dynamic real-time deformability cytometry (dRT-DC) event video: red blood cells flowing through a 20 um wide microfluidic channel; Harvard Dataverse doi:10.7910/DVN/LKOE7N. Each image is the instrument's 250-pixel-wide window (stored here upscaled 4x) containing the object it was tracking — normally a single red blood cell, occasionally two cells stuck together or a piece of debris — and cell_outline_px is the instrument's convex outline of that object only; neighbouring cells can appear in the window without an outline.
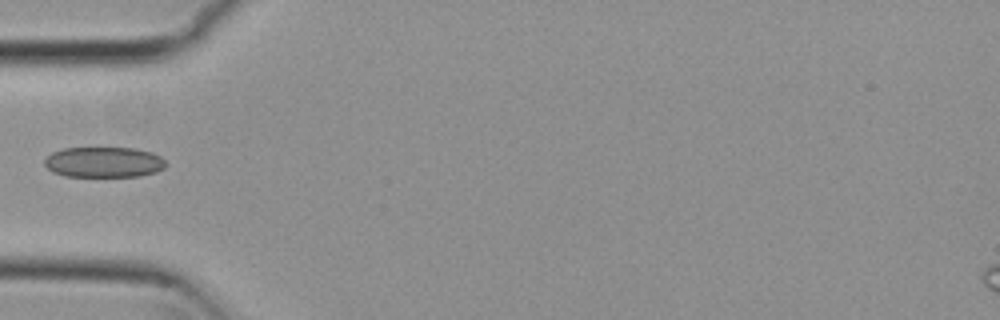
{"species": "common noctule bat (a hibernating species)", "species_latin": "Nyctalus noctula", "temperature_condition": "cold", "stored_images_in_passage": 4, "camera_frame_rate_fps": 3000, "um_per_image_px": 0.085, "animal": {"sex": "female", "body_mass_g": 29.2, "forearm_length_mm": 56.3}, "frame": {"image": 1, "passage_image": 3, "time_ms": 0.667, "image_size_px": [1000, 320], "cell_outline_px": [[164, 168], [156, 172], [140, 176], [64, 176], [52, 172], [44, 164], [44, 160], [52, 152], [64, 148], [136, 148], [152, 152], [160, 156], [164, 160]], "centroid_in_image_um": [8.82, 13.78], "position_along_channel_um": 76.2, "area_um2": 21.56}}
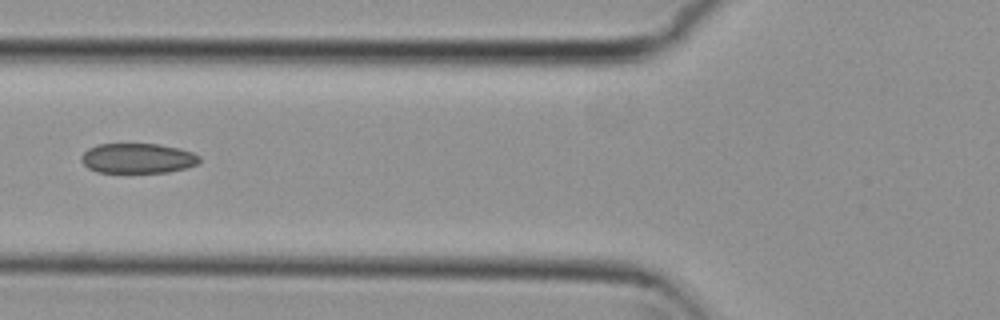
{"frame": {"image": 2, "passage_image": 4, "time_ms": 1.0, "image_size_px": [1000, 320], "cell_outline_px": [[200, 160], [196, 164], [188, 168], [168, 172], [96, 172], [88, 168], [80, 160], [80, 156], [88, 148], [96, 144], [160, 144], [180, 148], [192, 152], [200, 156]], "centroid_in_image_um": [11.7, 13.45], "position_along_channel_um": 114.1, "area_um2": 20.81}}